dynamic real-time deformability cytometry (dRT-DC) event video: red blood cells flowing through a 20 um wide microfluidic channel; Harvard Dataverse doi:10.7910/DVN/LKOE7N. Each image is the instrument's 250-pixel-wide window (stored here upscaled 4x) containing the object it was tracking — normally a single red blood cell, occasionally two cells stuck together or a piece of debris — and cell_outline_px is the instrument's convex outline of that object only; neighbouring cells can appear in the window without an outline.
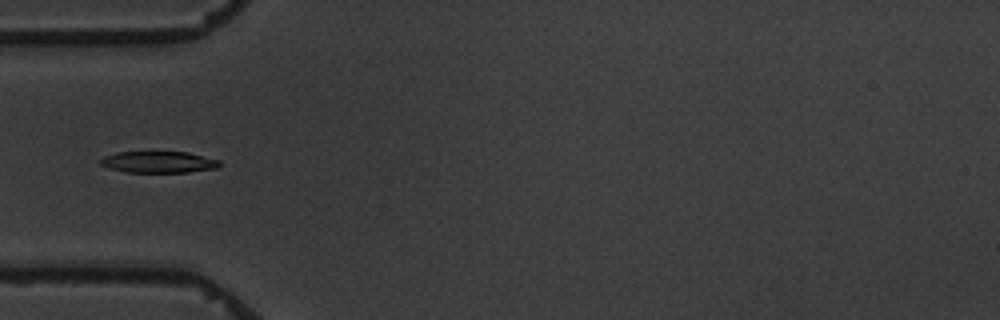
{"species": "common noctule bat (a hibernating species)", "species_latin": "Nyctalus noctula", "temperature_condition": "warm", "stored_images_in_passage": 3, "camera_frame_rate_fps": 3000, "um_per_image_px": 0.085, "animal": {"sex": "male", "body_mass_g": 19.5, "forearm_length_mm": 54.6}, "frame": {"image": 1, "passage_image": 1, "time_ms": 0.0, "image_size_px": [1000, 320], "cell_outline_px": [[220, 164], [216, 168], [188, 172], [124, 172], [108, 168], [100, 164], [100, 160], [104, 156], [116, 152], [188, 152], [220, 160]], "centroid_in_image_um": [13.46, 13.77], "position_along_channel_um": 71.5, "area_um2": 14.91}}
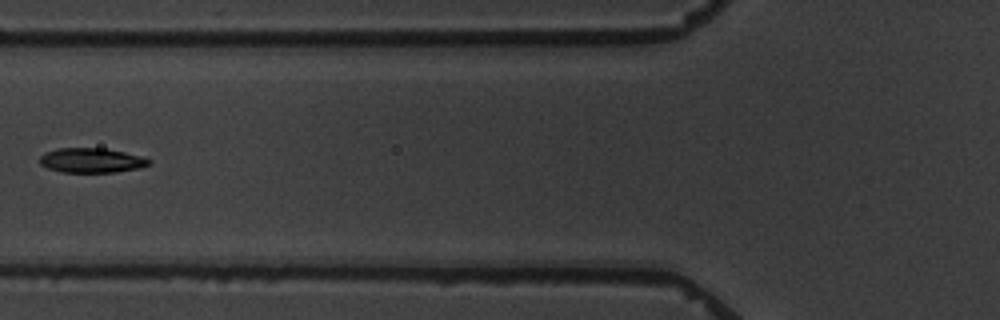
{"frame": {"image": 2, "passage_image": 2, "time_ms": 1.333, "image_size_px": [1000, 320], "cell_outline_px": [[152, 164], [140, 168], [116, 172], [60, 172], [48, 168], [40, 164], [40, 156], [44, 152], [56, 148], [104, 148], [124, 152], [140, 156], [152, 160]], "centroid_in_image_um": [7.78, 13.63], "position_along_channel_um": 118.0, "area_um2": 15.84}}
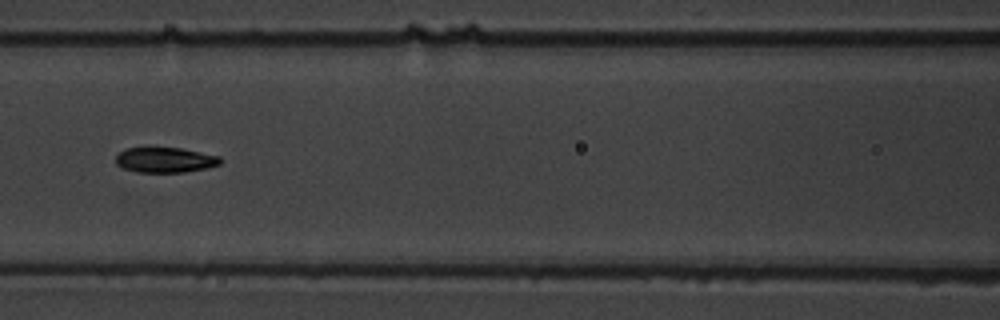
{"frame": {"image": 3, "passage_image": 3, "time_ms": 2.333, "image_size_px": [1000, 320], "cell_outline_px": [[220, 164], [208, 168], [184, 172], [136, 172], [124, 168], [116, 164], [116, 156], [124, 148], [180, 148], [220, 156]], "centroid_in_image_um": [14.03, 13.6], "position_along_channel_um": 152.6, "area_um2": 15.26}}